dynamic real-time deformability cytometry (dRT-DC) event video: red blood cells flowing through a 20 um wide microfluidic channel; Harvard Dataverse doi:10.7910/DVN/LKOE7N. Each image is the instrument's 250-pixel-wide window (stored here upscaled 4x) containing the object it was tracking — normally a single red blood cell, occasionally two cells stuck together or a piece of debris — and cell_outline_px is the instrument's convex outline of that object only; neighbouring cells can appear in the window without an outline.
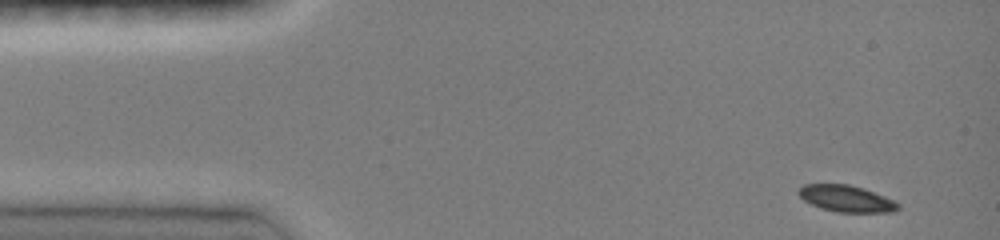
{"species": "common noctule bat (a hibernating species)", "species_latin": "Nyctalus noctula", "temperature_condition": "room temperature", "stored_images_in_passage": 44, "camera_frame_rate_fps": 3000, "um_per_image_px": 0.085, "animal": {"sex": "female", "body_mass_g": 19.0, "forearm_length_mm": 51.5}, "frame": {"image": 1, "passage_image": 1, "time_ms": 0.0, "image_size_px": [1000, 240], "cell_outline_px": [[900, 208], [896, 212], [836, 212], [820, 208], [804, 200], [796, 192], [804, 184], [848, 184], [864, 188], [896, 200], [900, 204]], "centroid_in_image_um": [71.99, 16.88], "position_along_channel_um": 13.0, "area_um2": 15.61}}
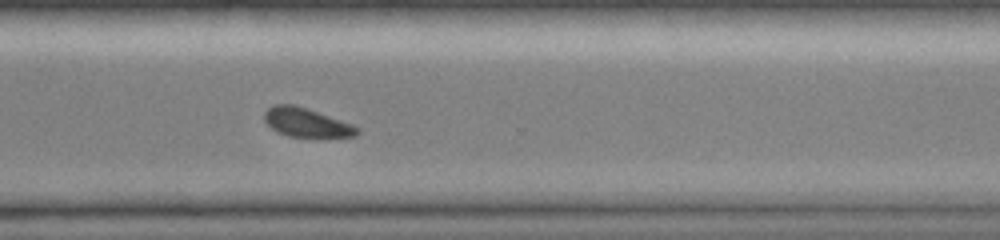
{"frame": {"image": 2, "passage_image": 33, "time_ms": 10.667, "image_size_px": [1000, 240], "cell_outline_px": [[360, 132], [356, 136], [288, 136], [276, 132], [264, 120], [264, 112], [272, 104], [292, 104], [352, 124], [360, 128]], "centroid_in_image_um": [26.01, 10.41], "position_along_channel_um": 344.6, "area_um2": 15.26}}
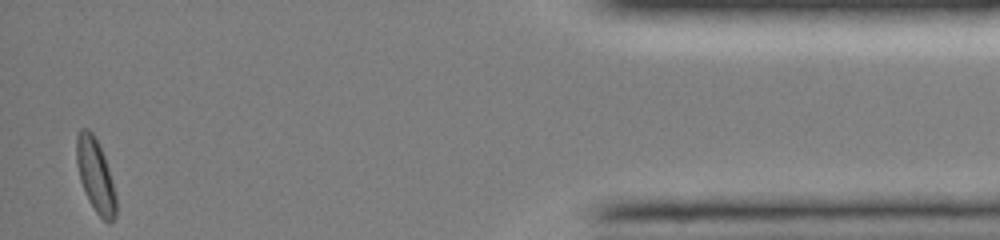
{"frame": {"image": 3, "passage_image": 44, "time_ms": 14.333, "image_size_px": [1000, 240], "cell_outline_px": [[116, 216], [108, 224], [96, 212], [88, 200], [80, 180], [76, 164], [76, 136], [80, 128], [88, 128], [92, 132], [104, 156], [112, 180], [116, 196]], "centroid_in_image_um": [8.1, 14.91], "position_along_channel_um": 427.1, "area_um2": 16.88}, "authors_computed_cell_mechanics": {"area_um2": 16.5019, "velocity_mm_per_s": 4.0146, "shape_relaxation_time_tau1_ms": 2.0588, "shape_relaxation_time_tau2_ms": null, "deformation_change_tau1": 0.0977, "deformation_change_tau2": null}}